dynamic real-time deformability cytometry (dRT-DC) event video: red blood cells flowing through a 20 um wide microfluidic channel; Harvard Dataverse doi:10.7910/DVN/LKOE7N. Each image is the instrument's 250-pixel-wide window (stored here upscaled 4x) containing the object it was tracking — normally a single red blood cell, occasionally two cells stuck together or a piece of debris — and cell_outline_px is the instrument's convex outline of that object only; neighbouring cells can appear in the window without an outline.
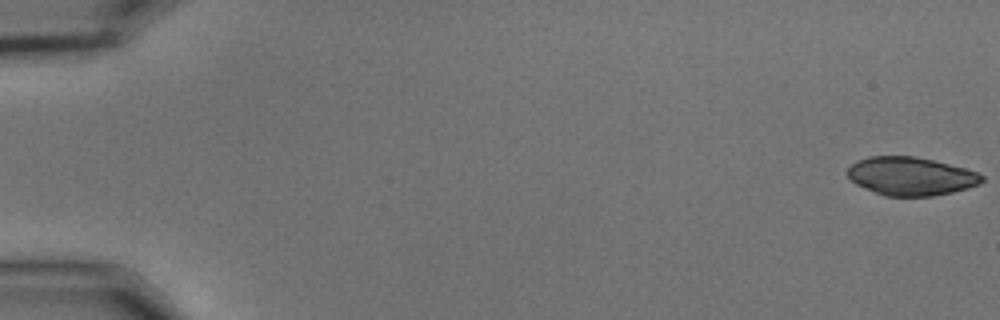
{"species": "common noctule bat (a hibernating species)", "species_latin": "Nyctalus noctula", "temperature_condition": "cold", "stored_images_in_passage": 10, "camera_frame_rate_fps": 3000, "um_per_image_px": 0.085, "animal": {"sex": "male", "body_mass_g": 15.6}, "frame": {"image": 1, "passage_image": 1, "time_ms": 0.0, "image_size_px": [1000, 320], "cell_outline_px": [[984, 180], [980, 184], [968, 188], [952, 192], [932, 196], [884, 196], [856, 184], [848, 176], [848, 168], [852, 164], [868, 156], [912, 156], [932, 160], [964, 168], [976, 172], [984, 176]], "centroid_in_image_um": [77.43, 14.98], "position_along_channel_um": 7.6, "area_um2": 29.77}}